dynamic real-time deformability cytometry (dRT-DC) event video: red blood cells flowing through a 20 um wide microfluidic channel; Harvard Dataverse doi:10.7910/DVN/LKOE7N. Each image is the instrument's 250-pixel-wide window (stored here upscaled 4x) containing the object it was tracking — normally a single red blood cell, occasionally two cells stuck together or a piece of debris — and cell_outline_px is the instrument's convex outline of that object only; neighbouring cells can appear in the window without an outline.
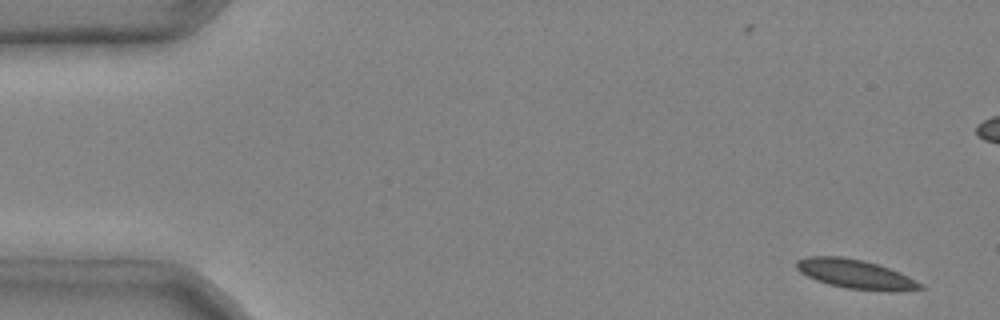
{"species": "common noctule bat (a hibernating species)", "species_latin": "Nyctalus noctula", "temperature_condition": "cold", "stored_images_in_passage": 6, "camera_frame_rate_fps": 3000, "um_per_image_px": 0.085, "animal": {"sex": "male", "body_mass_g": 20.4}, "frame": {"image": 1, "passage_image": 1, "time_ms": 0.0, "image_size_px": [1000, 320], "cell_outline_px": [[924, 288], [896, 292], [888, 292], [848, 288], [828, 284], [816, 280], [800, 272], [796, 268], [796, 260], [808, 256], [840, 256], [864, 260], [900, 272], [924, 284]], "centroid_in_image_um": [72.74, 23.3], "position_along_channel_um": 12.3, "area_um2": 21.15}}
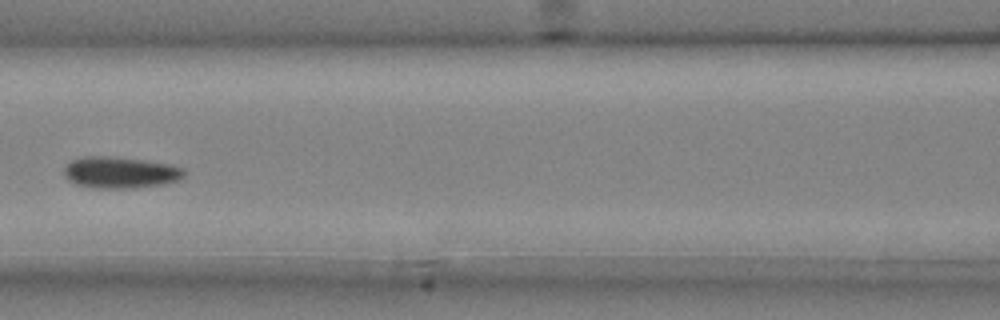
{"frame": {"image": 2, "passage_image": 5, "time_ms": 1.333, "image_size_px": [1000, 320], "cell_outline_px": [[188, 172], [180, 180], [164, 184], [136, 188], [96, 188], [76, 184], [68, 180], [64, 176], [64, 168], [72, 160], [84, 156], [112, 156], [144, 160], [172, 164], [184, 168]], "centroid_in_image_um": [10.28, 14.66], "position_along_channel_um": 156.3, "area_um2": 22.37}}
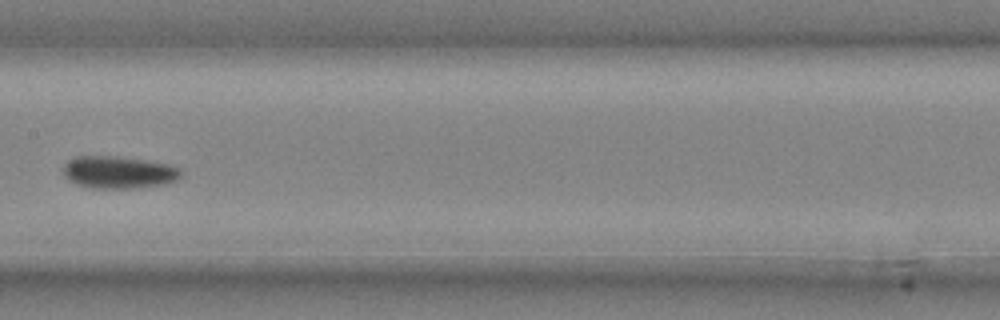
{"frame": {"image": 3, "passage_image": 6, "time_ms": 1.667, "image_size_px": [1000, 320], "cell_outline_px": [[184, 176], [176, 180], [164, 184], [132, 188], [92, 188], [76, 184], [64, 176], [64, 164], [68, 160], [76, 156], [116, 156], [148, 160], [168, 164], [180, 168], [184, 172]], "centroid_in_image_um": [10.12, 14.63], "position_along_channel_um": 197.3, "area_um2": 22.37}}